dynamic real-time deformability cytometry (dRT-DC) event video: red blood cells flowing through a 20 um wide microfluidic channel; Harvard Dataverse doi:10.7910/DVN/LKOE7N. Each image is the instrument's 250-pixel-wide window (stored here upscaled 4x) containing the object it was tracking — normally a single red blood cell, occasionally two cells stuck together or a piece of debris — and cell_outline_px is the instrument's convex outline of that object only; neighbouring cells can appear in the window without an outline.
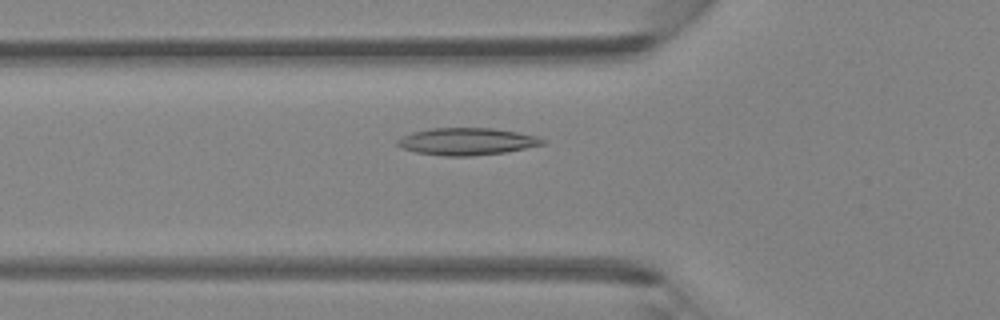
{"species": "Egyptian fruit bat (a non-hibernating species)", "species_latin": "Rousettus aegyptiacus", "temperature_condition": "room temperature", "stored_images_in_passage": 46, "camera_frame_rate_fps": 3000, "um_per_image_px": 0.085, "animal": {"sex": "female"}, "frame": {"image": 1, "passage_image": 16, "time_ms": 5.0, "image_size_px": [1000, 320], "cell_outline_px": [[548, 140], [544, 144], [504, 152], [472, 156], [444, 156], [416, 152], [400, 148], [396, 144], [396, 140], [412, 132], [432, 128], [492, 128], [516, 132], [536, 136]], "centroid_in_image_um": [39.66, 12.03], "position_along_channel_um": 86.1, "area_um2": 22.89}}
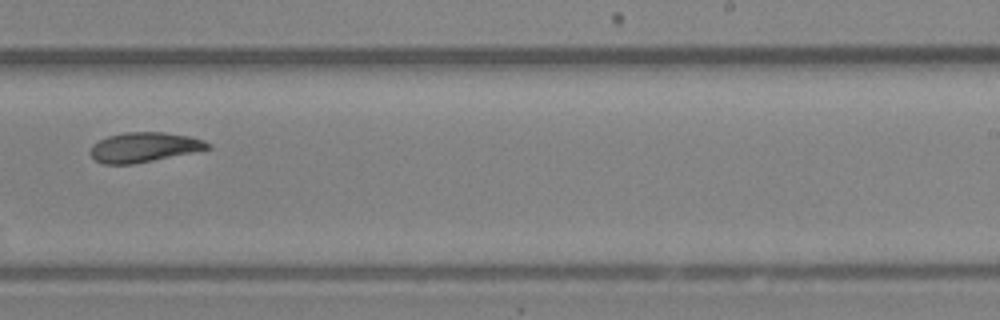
{"frame": {"image": 2, "passage_image": 29, "time_ms": 9.333, "image_size_px": [1000, 320], "cell_outline_px": [[212, 148], [132, 164], [104, 164], [96, 160], [88, 152], [92, 144], [108, 136], [124, 132], [164, 132], [188, 136], [204, 140], [212, 144]], "centroid_in_image_um": [12.23, 12.5], "position_along_channel_um": 276.8, "area_um2": 20.23}}
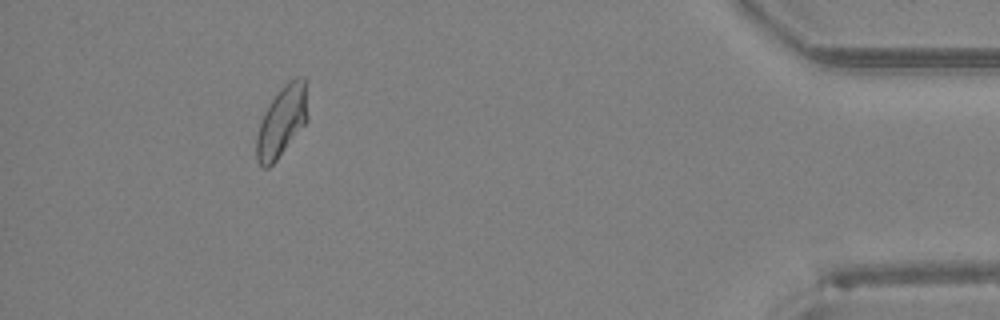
{"frame": {"image": 3, "passage_image": 42, "time_ms": 13.667, "image_size_px": [1000, 320], "cell_outline_px": [[308, 120], [276, 160], [268, 168], [264, 168], [256, 160], [256, 136], [264, 112], [268, 104], [280, 88], [288, 80], [296, 76], [304, 76], [308, 116]], "centroid_in_image_um": [23.95, 10.29], "position_along_channel_um": 411.3, "area_um2": 21.04}}